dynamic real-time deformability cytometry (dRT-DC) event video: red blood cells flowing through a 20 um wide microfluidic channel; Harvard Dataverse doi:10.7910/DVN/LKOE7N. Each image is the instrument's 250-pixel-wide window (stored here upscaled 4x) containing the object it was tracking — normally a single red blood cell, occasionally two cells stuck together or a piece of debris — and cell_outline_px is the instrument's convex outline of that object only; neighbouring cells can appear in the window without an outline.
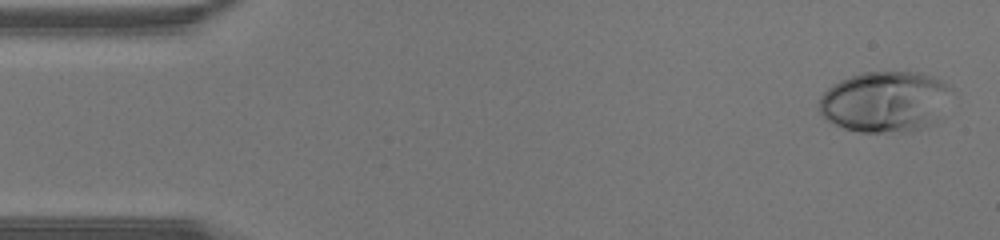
{"species": "human", "species_latin": "Homo sapiens", "temperature_condition": "warm", "stored_images_in_passage": 45, "camera_frame_rate_fps": 3000, "um_per_image_px": 0.085, "donor": {"sex": "male"}, "frame": {"image": 1, "passage_image": 2, "time_ms": 0.333, "image_size_px": [1000, 240], "cell_outline_px": [[956, 92], [936, 124], [912, 132], [860, 132], [844, 128], [828, 120], [820, 112], [820, 96], [832, 84], [840, 80], [864, 72], [920, 72], [932, 76], [952, 84]], "centroid_in_image_um": [75.37, 8.64], "position_along_channel_um": 9.6, "area_um2": 48.09}}
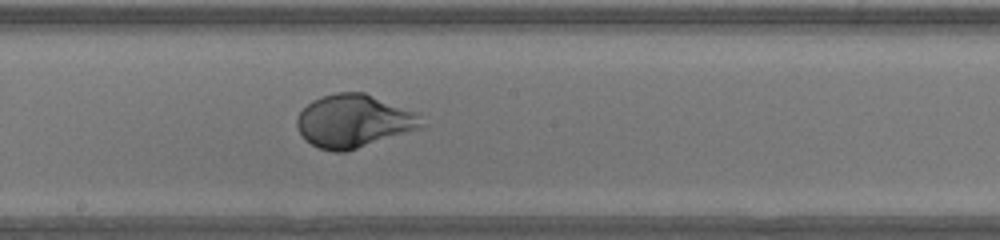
{"frame": {"image": 2, "passage_image": 24, "time_ms": 7.667, "image_size_px": [1000, 240], "cell_outline_px": [[428, 124], [424, 128], [344, 152], [332, 152], [320, 148], [304, 140], [296, 128], [296, 120], [300, 112], [312, 100], [320, 96], [336, 92], [364, 92], [420, 112]], "centroid_in_image_um": [30.15, 10.28], "position_along_channel_um": 218.1, "area_um2": 39.36}}
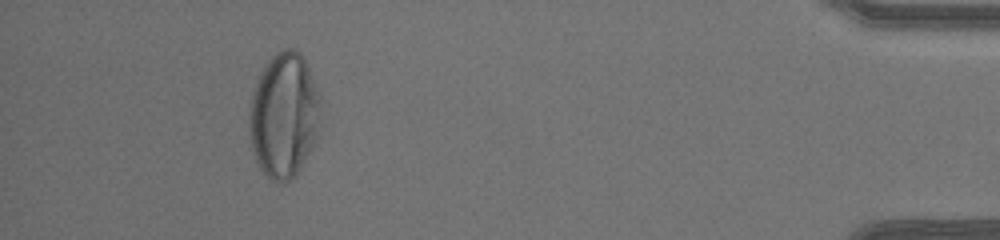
{"frame": {"image": 3, "passage_image": 41, "time_ms": 13.333, "image_size_px": [1000, 240], "cell_outline_px": [[324, 100], [320, 132], [296, 176], [292, 180], [284, 184], [272, 180], [260, 168], [252, 152], [248, 124], [248, 112], [252, 92], [256, 80], [264, 64], [276, 52], [284, 48], [292, 48], [300, 52]], "centroid_in_image_um": [24.16, 9.8], "position_along_channel_um": 411.0, "area_um2": 53.47}}